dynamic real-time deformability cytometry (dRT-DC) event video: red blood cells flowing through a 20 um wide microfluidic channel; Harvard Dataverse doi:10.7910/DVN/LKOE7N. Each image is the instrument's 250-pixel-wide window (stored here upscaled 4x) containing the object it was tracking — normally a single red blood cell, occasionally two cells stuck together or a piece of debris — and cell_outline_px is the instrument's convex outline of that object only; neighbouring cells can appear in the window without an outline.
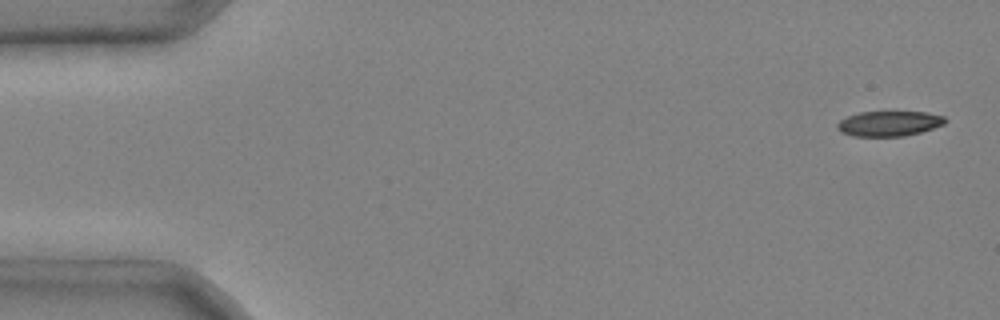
{"species": "common noctule bat (a hibernating species)", "species_latin": "Nyctalus noctula", "temperature_condition": "cold", "stored_images_in_passage": 5, "camera_frame_rate_fps": 3000, "um_per_image_px": 0.085, "animal": {"sex": "male", "body_mass_g": 20.4}, "frame": {"image": 1, "passage_image": 1, "time_ms": 0.0, "image_size_px": [1000, 320], "cell_outline_px": [[948, 120], [944, 124], [920, 132], [904, 136], [852, 136], [840, 132], [836, 128], [836, 124], [840, 120], [848, 116], [860, 112], [928, 112], [944, 116]], "centroid_in_image_um": [75.56, 10.5], "position_along_channel_um": 9.4, "area_um2": 15.84}}
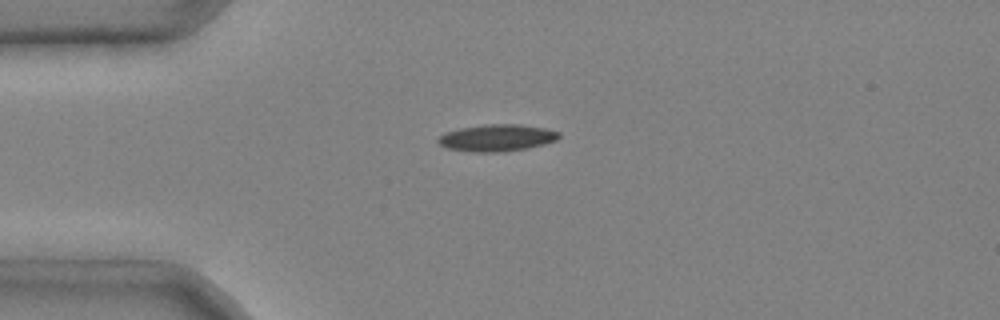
{"frame": {"image": 2, "passage_image": 4, "time_ms": 1.0, "image_size_px": [1000, 320], "cell_outline_px": [[560, 136], [556, 140], [544, 144], [528, 148], [504, 152], [476, 152], [448, 148], [440, 144], [436, 140], [444, 132], [460, 128], [484, 124], [520, 124], [548, 128], [560, 132]], "centroid_in_image_um": [42.27, 11.7], "position_along_channel_um": 42.7, "area_um2": 19.07}}
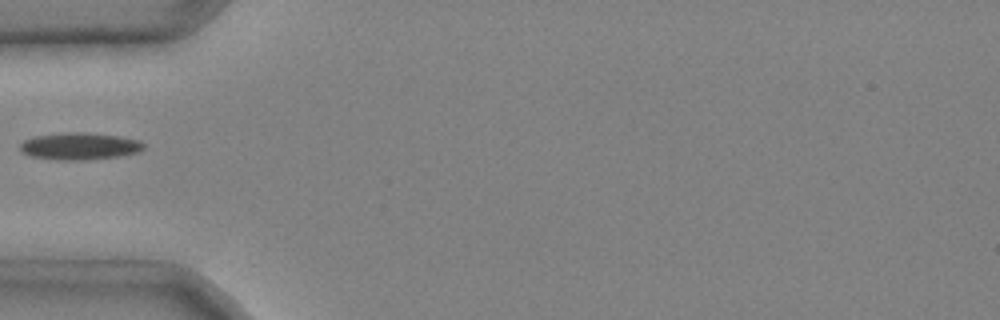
{"frame": {"image": 3, "passage_image": 5, "time_ms": 1.333, "image_size_px": [1000, 320], "cell_outline_px": [[144, 148], [136, 152], [120, 156], [88, 160], [56, 160], [32, 156], [20, 152], [20, 144], [24, 140], [32, 136], [64, 132], [84, 132], [120, 136], [140, 140], [144, 144]], "centroid_in_image_um": [6.74, 12.42], "position_along_channel_um": 78.3, "area_um2": 19.71}}